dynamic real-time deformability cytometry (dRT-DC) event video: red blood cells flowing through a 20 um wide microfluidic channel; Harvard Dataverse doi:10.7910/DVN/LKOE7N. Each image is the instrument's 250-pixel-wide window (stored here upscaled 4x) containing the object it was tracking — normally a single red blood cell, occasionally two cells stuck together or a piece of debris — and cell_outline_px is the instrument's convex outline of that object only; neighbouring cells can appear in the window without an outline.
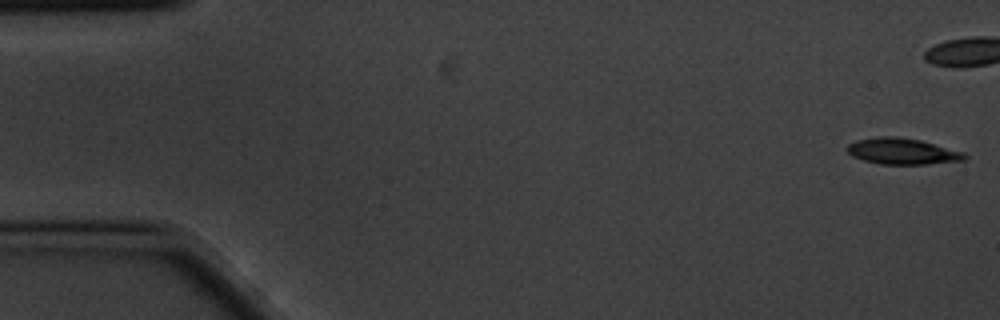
{"species": "common noctule bat (a hibernating species)", "species_latin": "Nyctalus noctula", "temperature_condition": "cold", "stored_images_in_passage": 6, "camera_frame_rate_fps": 3000, "um_per_image_px": 0.085, "animal": {"sex": "male", "body_mass_g": 20.1, "forearm_length_mm": 53.5}, "frame": {"image": 1, "passage_image": 1, "time_ms": 0.0, "image_size_px": [1000, 320], "cell_outline_px": [[968, 156], [964, 160], [928, 164], [880, 164], [864, 160], [852, 156], [844, 148], [848, 144], [856, 140], [880, 136], [896, 136], [920, 140], [964, 152]], "centroid_in_image_um": [76.67, 12.85], "position_along_channel_um": 8.3, "area_um2": 17.92}}
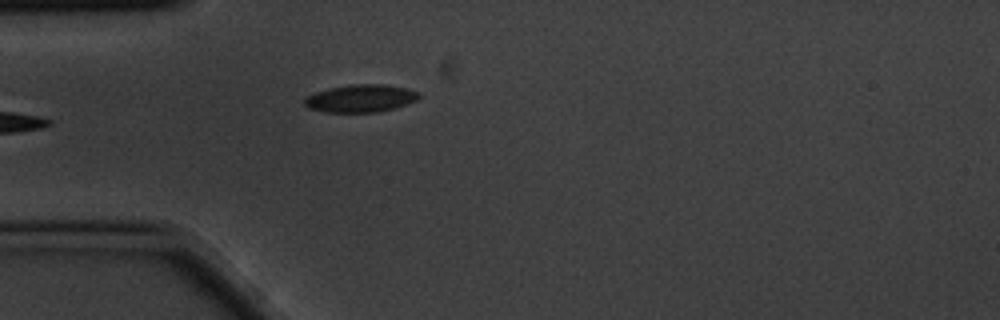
{"frame": {"image": 2, "passage_image": 6, "time_ms": 1.667, "image_size_px": [1000, 320], "cell_outline_px": [[420, 96], [416, 100], [396, 108], [376, 112], [324, 112], [308, 108], [304, 104], [304, 100], [308, 96], [316, 92], [328, 88], [348, 84], [384, 84], [404, 88], [420, 92]], "centroid_in_image_um": [30.65, 8.36], "position_along_channel_um": 54.4, "area_um2": 18.44}}